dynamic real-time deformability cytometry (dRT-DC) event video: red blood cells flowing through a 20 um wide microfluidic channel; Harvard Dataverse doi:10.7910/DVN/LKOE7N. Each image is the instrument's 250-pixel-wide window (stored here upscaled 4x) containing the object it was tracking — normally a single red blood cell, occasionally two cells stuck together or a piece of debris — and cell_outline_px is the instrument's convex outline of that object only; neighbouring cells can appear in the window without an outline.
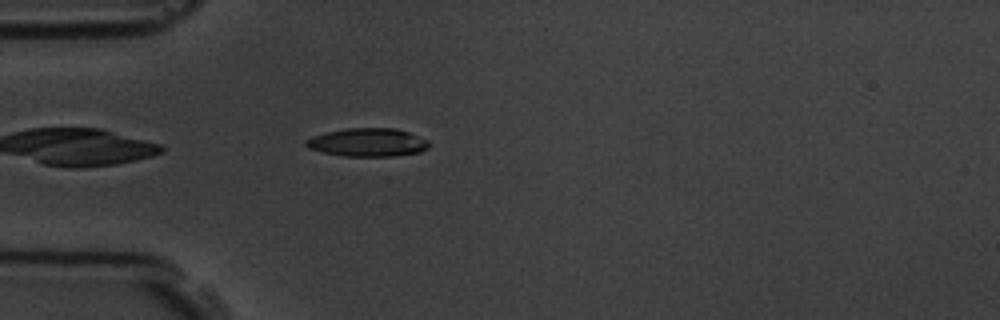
{"species": "common noctule bat (a hibernating species)", "species_latin": "Nyctalus noctula", "temperature_condition": "room temperature", "stored_images_in_passage": 1, "camera_frame_rate_fps": 3000, "um_per_image_px": 0.085, "animal": {"sex": "male", "body_mass_g": 19.5, "forearm_length_mm": 54.6}, "frame": {"image": 1, "passage_image": 1, "time_ms": 0.0, "image_size_px": [1000, 320], "cell_outline_px": [[428, 148], [420, 152], [392, 156], [344, 156], [324, 152], [308, 148], [304, 144], [304, 140], [312, 136], [324, 132], [344, 128], [396, 128], [408, 132], [428, 140]], "centroid_in_image_um": [31.21, 12.09], "position_along_channel_um": 53.8, "area_um2": 20.35}}